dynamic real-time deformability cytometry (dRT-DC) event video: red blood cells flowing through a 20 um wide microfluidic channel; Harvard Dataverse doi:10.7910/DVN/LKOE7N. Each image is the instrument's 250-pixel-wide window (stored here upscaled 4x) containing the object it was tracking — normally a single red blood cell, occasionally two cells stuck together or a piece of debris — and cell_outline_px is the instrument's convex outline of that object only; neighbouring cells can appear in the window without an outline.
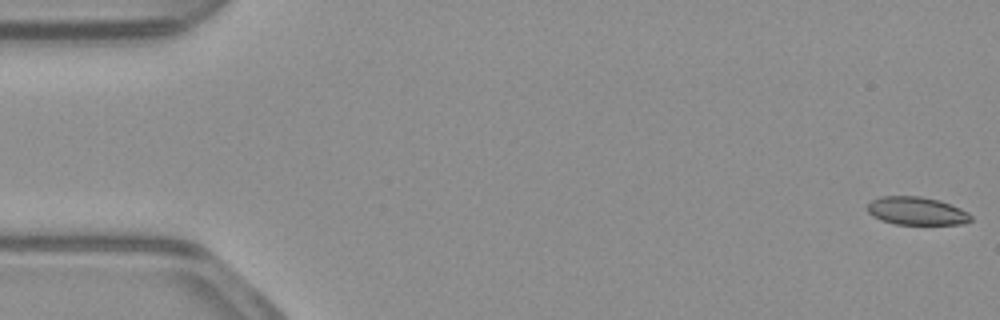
{"species": "common noctule bat (a hibernating species)", "species_latin": "Nyctalus noctula", "temperature_condition": "warm", "stored_images_in_passage": 53, "camera_frame_rate_fps": 3000, "um_per_image_px": 0.085, "animal": {"sex": "male", "body_mass_g": 23.1, "forearm_length_mm": 52.7}, "frame": {"image": 1, "passage_image": 1, "time_ms": 0.0, "image_size_px": [1000, 320], "cell_outline_px": [[972, 220], [964, 224], [896, 224], [880, 220], [872, 216], [868, 212], [868, 204], [872, 200], [880, 196], [920, 196], [940, 200], [960, 208], [968, 212], [972, 216]], "centroid_in_image_um": [77.92, 17.93], "position_along_channel_um": 7.1, "area_um2": 16.99}}
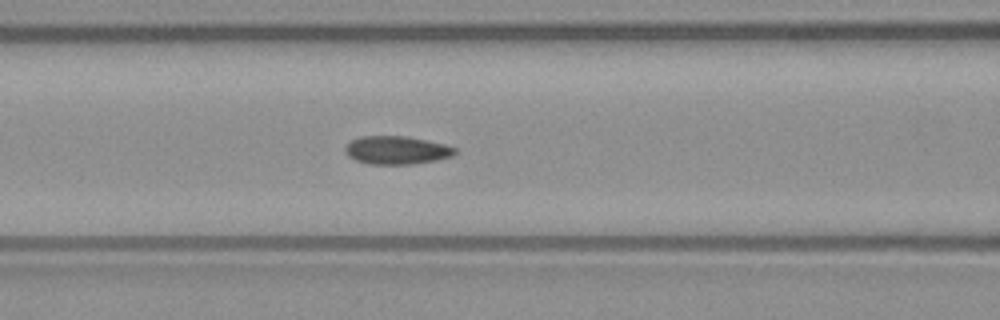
{"frame": {"image": 2, "passage_image": 22, "time_ms": 7.0, "image_size_px": [1000, 320], "cell_outline_px": [[456, 152], [452, 156], [436, 160], [412, 164], [368, 164], [356, 160], [348, 156], [344, 152], [344, 148], [352, 140], [360, 136], [408, 136], [428, 140], [444, 144], [456, 148]], "centroid_in_image_um": [33.7, 12.76], "position_along_channel_um": 132.9, "area_um2": 18.09}}
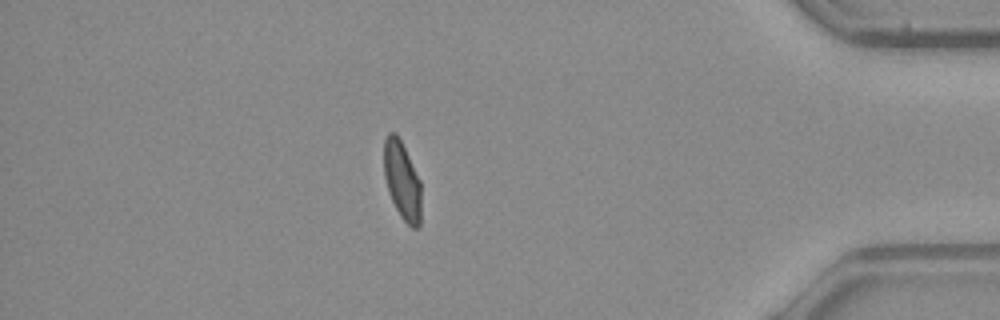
{"frame": {"image": 3, "passage_image": 46, "time_ms": 15.0, "image_size_px": [1000, 320], "cell_outline_px": [[420, 228], [412, 228], [400, 216], [388, 192], [384, 176], [384, 140], [388, 132], [396, 132], [420, 180]], "centroid_in_image_um": [34.16, 15.35], "position_along_channel_um": 401.0, "area_um2": 16.82}, "authors_computed_cell_mechanics": {"area_um2": 17.8602, "velocity_mm_per_s": 3.9172, "shape_relaxation_time_tau1_ms": 8.2182, "shape_relaxation_time_tau2_ms": 0.8968, "deformation_change_tau1": 0.1644, "deformation_change_tau2": 0.0424}}